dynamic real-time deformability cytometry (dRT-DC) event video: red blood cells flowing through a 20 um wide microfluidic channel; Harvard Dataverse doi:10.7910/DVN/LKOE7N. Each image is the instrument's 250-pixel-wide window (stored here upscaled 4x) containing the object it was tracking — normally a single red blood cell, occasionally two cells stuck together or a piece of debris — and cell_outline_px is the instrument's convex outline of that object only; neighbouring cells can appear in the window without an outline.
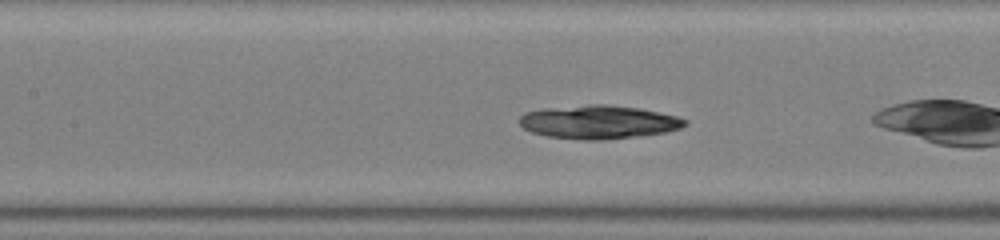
{"species": "common noctule bat (a hibernating species)", "species_latin": "Nyctalus noctula", "temperature_condition": "warm", "stored_images_in_passage": 24, "camera_frame_rate_fps": 3000, "um_per_image_px": 0.085, "animal": {"sex": "male", "body_mass_g": 19.0, "forearm_length_mm": 50.8}, "frame": {"image": 1, "passage_image": 6, "time_ms": 1.667, "image_size_px": [1000, 240], "cell_outline_px": [[688, 124], [680, 128], [664, 132], [636, 136], [600, 140], [584, 140], [548, 136], [532, 132], [524, 128], [520, 124], [520, 116], [524, 112], [544, 108], [588, 104], [608, 104], [640, 108], [676, 116], [688, 120]], "centroid_in_image_um": [50.87, 10.36], "position_along_channel_um": 156.5, "area_um2": 32.25}}
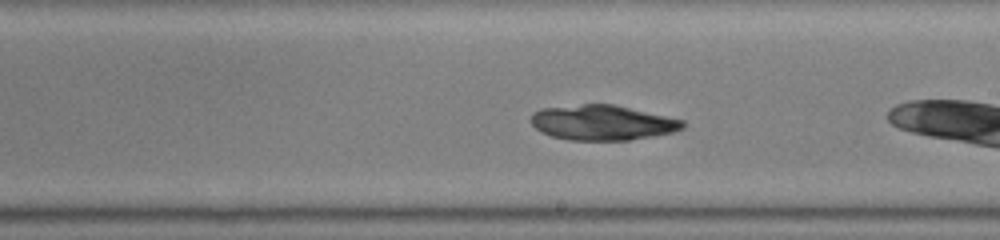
{"frame": {"image": 2, "passage_image": 12, "time_ms": 3.667, "image_size_px": [1000, 240], "cell_outline_px": [[684, 128], [672, 132], [652, 136], [628, 140], [568, 140], [552, 136], [540, 132], [532, 124], [532, 112], [540, 108], [584, 104], [612, 104], [684, 120]], "centroid_in_image_um": [51.17, 10.42], "position_along_channel_um": 237.8, "area_um2": 30.87}}
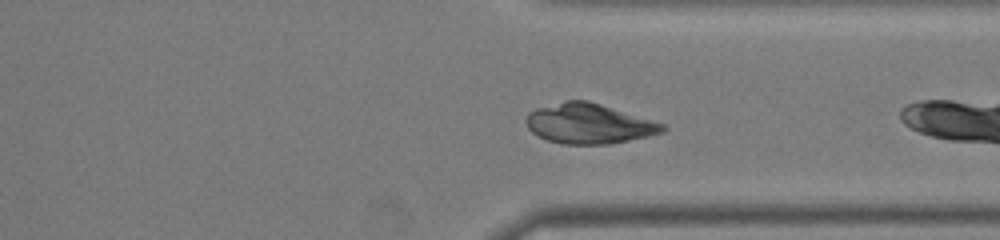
{"frame": {"image": 3, "passage_image": 21, "time_ms": 6.667, "image_size_px": [1000, 240], "cell_outline_px": [[668, 128], [664, 132], [648, 136], [608, 144], [560, 144], [536, 136], [528, 128], [524, 120], [528, 112], [536, 108], [564, 100], [588, 100], [664, 124]], "centroid_in_image_um": [50.01, 10.51], "position_along_channel_um": 361.4, "area_um2": 31.91}}